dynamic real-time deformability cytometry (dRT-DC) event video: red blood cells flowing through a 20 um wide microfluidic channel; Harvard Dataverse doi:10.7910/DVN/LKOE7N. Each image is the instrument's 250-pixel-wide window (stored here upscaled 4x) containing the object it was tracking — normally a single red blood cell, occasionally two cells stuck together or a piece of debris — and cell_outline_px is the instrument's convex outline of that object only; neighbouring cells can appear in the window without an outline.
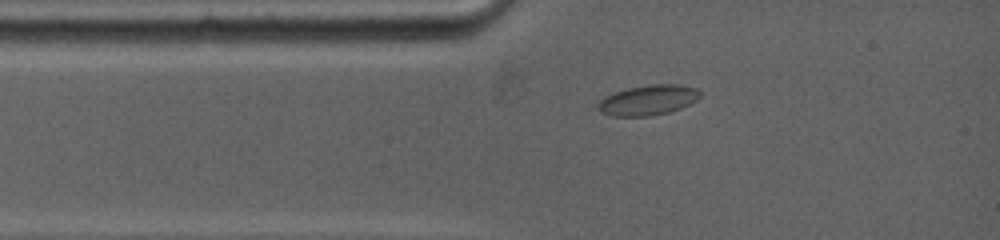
{"species": "common noctule bat (a hibernating species)", "species_latin": "Nyctalus noctula", "temperature_condition": "warm", "stored_images_in_passage": 9, "camera_frame_rate_fps": 5000, "um_per_image_px": 0.085, "animal": {"sex": "female", "body_mass_g": 19.0, "forearm_length_mm": 53.3}, "frame": {"image": 1, "passage_image": 4, "time_ms": 1.8, "image_size_px": [1000, 240], "cell_outline_px": [[700, 96], [696, 100], [680, 108], [668, 112], [652, 116], [612, 116], [600, 112], [596, 108], [596, 104], [604, 96], [628, 88], [648, 84], [680, 84], [696, 88], [700, 92]], "centroid_in_image_um": [55.05, 8.51], "position_along_channel_um": 30.0, "area_um2": 18.03}}
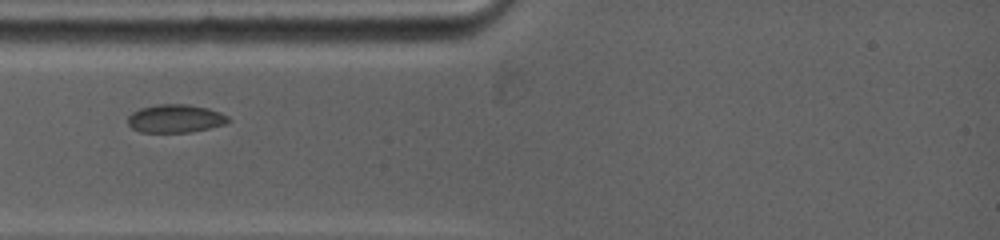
{"frame": {"image": 2, "passage_image": 6, "time_ms": 3.0, "image_size_px": [1000, 240], "cell_outline_px": [[228, 120], [224, 124], [192, 132], [140, 132], [132, 128], [128, 124], [128, 116], [132, 112], [140, 108], [156, 104], [188, 104], [208, 108], [220, 112], [228, 116]], "centroid_in_image_um": [14.87, 10.07], "position_along_channel_um": 70.1, "area_um2": 16.47}}
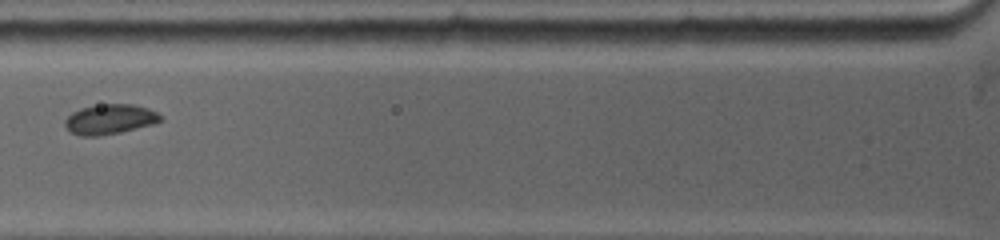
{"frame": {"image": 3, "passage_image": 8, "time_ms": 4.2, "image_size_px": [1000, 240], "cell_outline_px": [[160, 120], [152, 124], [120, 132], [100, 136], [80, 136], [72, 132], [64, 124], [64, 120], [72, 112], [80, 108], [100, 104], [132, 104], [148, 108], [156, 112], [160, 116]], "centroid_in_image_um": [9.29, 10.13], "position_along_channel_um": 116.5, "area_um2": 16.47}}